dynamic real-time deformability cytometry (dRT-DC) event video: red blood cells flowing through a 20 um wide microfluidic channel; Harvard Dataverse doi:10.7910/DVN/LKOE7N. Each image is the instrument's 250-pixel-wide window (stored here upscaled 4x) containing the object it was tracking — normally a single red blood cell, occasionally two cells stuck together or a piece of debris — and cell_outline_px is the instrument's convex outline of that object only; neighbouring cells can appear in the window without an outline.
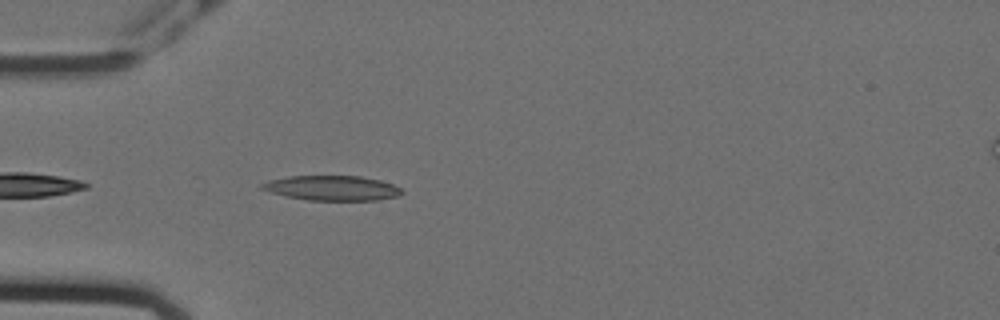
{"species": "Egyptian fruit bat (a non-hibernating species)", "species_latin": "Rousettus aegyptiacus", "temperature_condition": "cold", "stored_images_in_passage": 6, "camera_frame_rate_fps": 3000, "um_per_image_px": 0.085, "animal": {"sex": "female"}, "frame": {"image": 1, "passage_image": 3, "time_ms": 0.667, "image_size_px": [1000, 320], "cell_outline_px": [[404, 192], [400, 196], [376, 200], [308, 200], [288, 196], [272, 192], [260, 188], [260, 184], [268, 180], [288, 176], [360, 176], [380, 180], [392, 184], [400, 188]], "centroid_in_image_um": [28.25, 15.98], "position_along_channel_um": 56.8, "area_um2": 20.17}}